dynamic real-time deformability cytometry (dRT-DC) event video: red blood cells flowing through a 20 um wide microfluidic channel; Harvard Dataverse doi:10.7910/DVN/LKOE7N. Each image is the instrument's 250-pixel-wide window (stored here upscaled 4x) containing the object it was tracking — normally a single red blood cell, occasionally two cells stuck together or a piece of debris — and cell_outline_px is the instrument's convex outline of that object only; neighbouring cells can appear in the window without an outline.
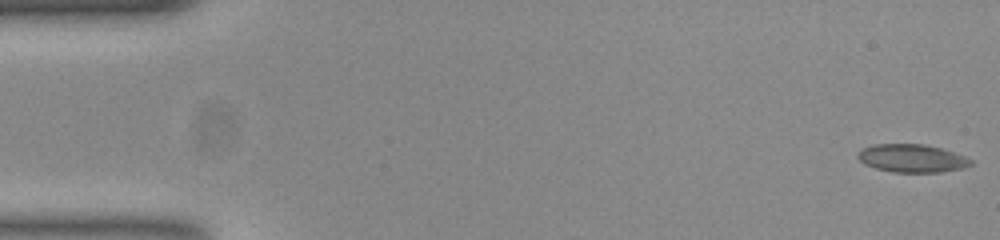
{"species": "common noctule bat (a hibernating species)", "species_latin": "Nyctalus noctula", "temperature_condition": "room temperature", "stored_images_in_passage": 14, "camera_frame_rate_fps": 3000, "um_per_image_px": 0.085, "animal": {"sex": "female", "body_mass_g": 23.0, "forearm_length_mm": 53.4}, "frame": {"image": 1, "passage_image": 1, "time_ms": 0.0, "image_size_px": [1000, 240], "cell_outline_px": [[972, 164], [964, 168], [940, 172], [892, 172], [876, 168], [864, 164], [856, 156], [864, 148], [876, 144], [924, 144], [940, 148], [964, 156], [972, 160]], "centroid_in_image_um": [77.52, 13.46], "position_along_channel_um": 7.5, "area_um2": 18.26}}